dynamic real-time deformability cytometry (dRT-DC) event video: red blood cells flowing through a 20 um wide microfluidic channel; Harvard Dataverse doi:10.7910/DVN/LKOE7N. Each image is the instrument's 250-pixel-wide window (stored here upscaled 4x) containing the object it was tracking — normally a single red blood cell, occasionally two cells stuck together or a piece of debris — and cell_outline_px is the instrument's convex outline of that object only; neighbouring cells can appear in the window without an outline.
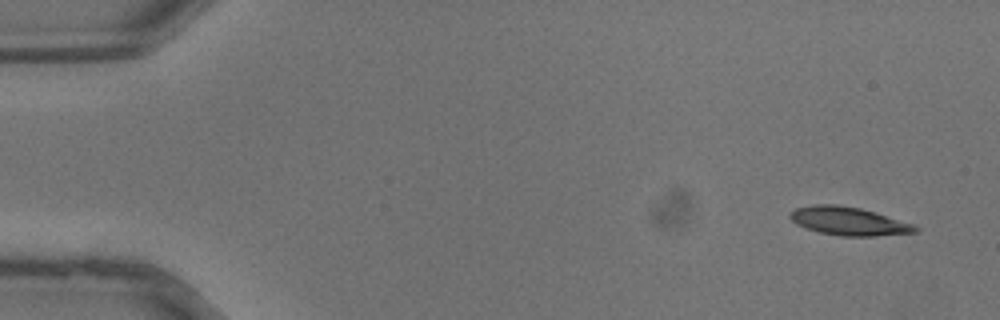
{"species": "common noctule bat (a hibernating species)", "species_latin": "Nyctalus noctula", "temperature_condition": "warm", "stored_images_in_passage": 8, "camera_frame_rate_fps": 3000, "um_per_image_px": 0.085, "animal": {"sex": "male", "body_mass_g": 13.3}, "frame": {"image": 1, "passage_image": 1, "time_ms": 0.0, "image_size_px": [1000, 320], "cell_outline_px": [[920, 232], [876, 236], [840, 236], [820, 232], [804, 228], [796, 224], [788, 216], [796, 208], [812, 204], [836, 204], [860, 208], [876, 212], [916, 224], [920, 228]], "centroid_in_image_um": [72.2, 18.8], "position_along_channel_um": 12.8, "area_um2": 20.98}}